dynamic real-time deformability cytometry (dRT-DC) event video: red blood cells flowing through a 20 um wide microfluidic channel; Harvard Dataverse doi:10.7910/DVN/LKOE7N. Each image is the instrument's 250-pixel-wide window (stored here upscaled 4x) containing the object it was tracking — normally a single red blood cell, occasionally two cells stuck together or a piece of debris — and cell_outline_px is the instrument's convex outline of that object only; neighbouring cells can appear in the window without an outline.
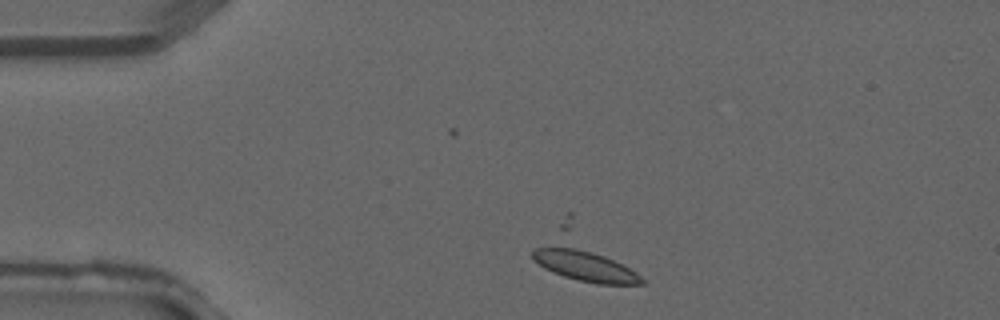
{"species": "common noctule bat (a hibernating species)", "species_latin": "Nyctalus noctula", "temperature_condition": "warm", "stored_images_in_passage": 2, "camera_frame_rate_fps": 3000, "um_per_image_px": 0.085, "animal": {"sex": "male", "forearm_length_mm": 52.5}, "frame": {"image": 1, "passage_image": 1, "time_ms": 0.0, "image_size_px": [1000, 320], "cell_outline_px": [[644, 284], [596, 284], [564, 276], [552, 272], [544, 268], [532, 260], [532, 252], [536, 248], [560, 244], [568, 244], [604, 256], [636, 272], [644, 280]], "centroid_in_image_um": [49.64, 22.57], "position_along_channel_um": 35.4, "area_um2": 19.48}}